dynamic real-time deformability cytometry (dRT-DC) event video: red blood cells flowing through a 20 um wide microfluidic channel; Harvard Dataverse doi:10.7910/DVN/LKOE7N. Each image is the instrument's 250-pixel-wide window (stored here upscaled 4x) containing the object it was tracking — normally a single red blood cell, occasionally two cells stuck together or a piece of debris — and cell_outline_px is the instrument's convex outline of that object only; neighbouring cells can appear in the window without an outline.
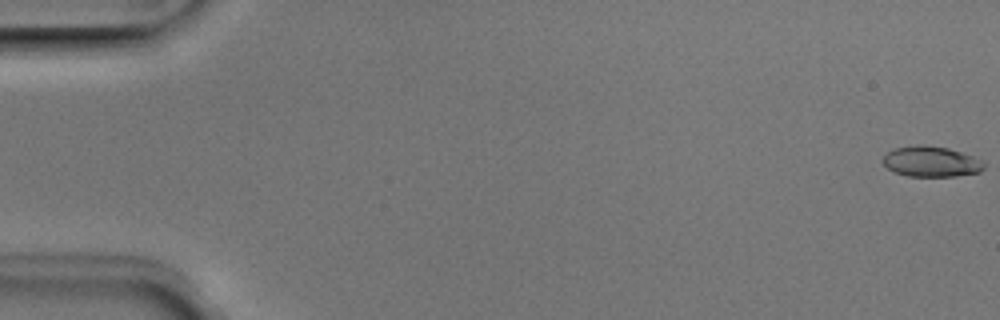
{"species": "Egyptian fruit bat (a non-hibernating species)", "species_latin": "Rousettus aegyptiacus", "temperature_condition": "room temperature", "stored_images_in_passage": 6, "camera_frame_rate_fps": 3000, "um_per_image_px": 0.085, "animal": {"sex": "male"}, "frame": {"image": 1, "passage_image": 1, "time_ms": 0.0, "image_size_px": [1000, 320], "cell_outline_px": [[984, 168], [980, 172], [956, 176], [908, 176], [892, 172], [884, 164], [884, 156], [888, 152], [896, 148], [916, 144], [924, 144], [948, 148], [972, 156], [980, 160], [984, 164]], "centroid_in_image_um": [79.13, 13.73], "position_along_channel_um": 5.9, "area_um2": 17.92}}
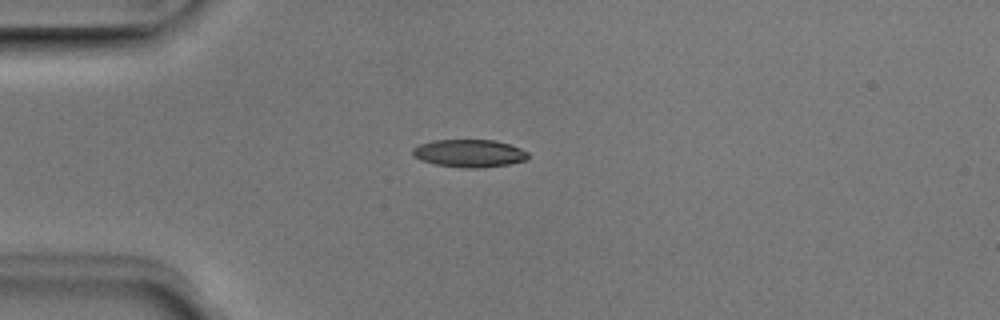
{"frame": {"image": 2, "passage_image": 4, "time_ms": 1.0, "image_size_px": [1000, 320], "cell_outline_px": [[528, 156], [524, 160], [508, 164], [480, 168], [464, 168], [436, 164], [420, 160], [412, 156], [412, 148], [420, 144], [432, 140], [496, 140], [520, 148], [528, 152]], "centroid_in_image_um": [39.85, 13.03], "position_along_channel_um": 45.2, "area_um2": 18.61}}
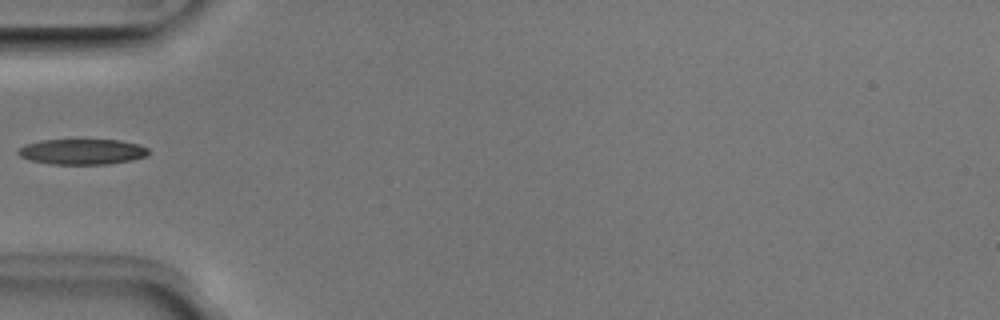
{"frame": {"image": 3, "passage_image": 5, "time_ms": 1.333, "image_size_px": [1000, 320], "cell_outline_px": [[148, 156], [108, 164], [52, 164], [32, 160], [20, 156], [16, 152], [24, 144], [40, 140], [120, 140], [136, 144], [148, 148]], "centroid_in_image_um": [6.96, 12.89], "position_along_channel_um": 78.0, "area_um2": 19.19}}